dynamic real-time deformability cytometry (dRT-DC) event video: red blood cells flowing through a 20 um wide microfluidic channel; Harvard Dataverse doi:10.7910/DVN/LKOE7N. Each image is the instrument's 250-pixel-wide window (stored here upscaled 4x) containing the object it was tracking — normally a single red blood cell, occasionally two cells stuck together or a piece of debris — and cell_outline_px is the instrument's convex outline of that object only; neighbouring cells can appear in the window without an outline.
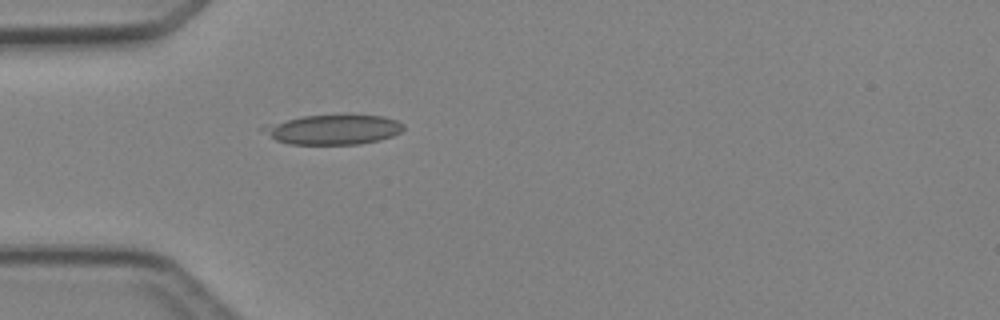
{"species": "Egyptian fruit bat (a non-hibernating species)", "species_latin": "Rousettus aegyptiacus", "temperature_condition": "cold", "stored_images_in_passage": 4, "camera_frame_rate_fps": 3000, "um_per_image_px": 0.085, "animal": {"sex": "female"}, "frame": {"image": 1, "passage_image": 4, "time_ms": 4.333, "image_size_px": [1000, 320], "cell_outline_px": [[404, 128], [400, 132], [392, 136], [380, 140], [360, 144], [288, 144], [276, 140], [260, 128], [288, 120], [304, 116], [344, 112], [384, 116], [396, 120], [404, 124]], "centroid_in_image_um": [28.44, 10.97], "position_along_channel_um": 56.6, "area_um2": 24.8}}